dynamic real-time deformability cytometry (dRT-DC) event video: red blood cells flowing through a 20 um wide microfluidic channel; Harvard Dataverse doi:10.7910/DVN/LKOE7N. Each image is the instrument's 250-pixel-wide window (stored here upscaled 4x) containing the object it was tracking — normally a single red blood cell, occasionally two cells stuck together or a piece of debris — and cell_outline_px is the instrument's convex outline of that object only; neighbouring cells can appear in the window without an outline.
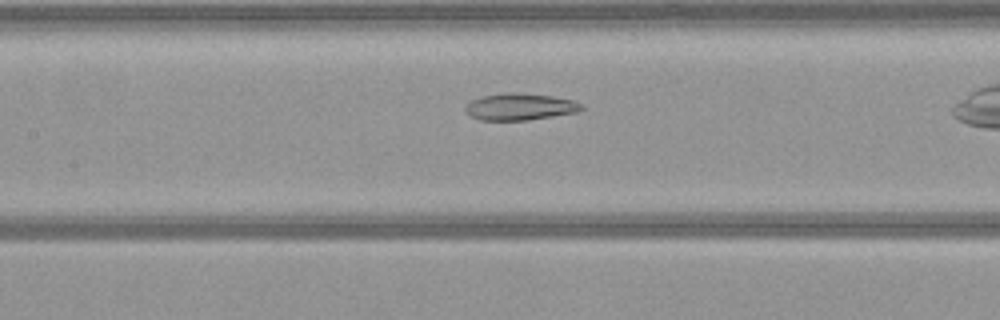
{"species": "common noctule bat (a hibernating species)", "species_latin": "Nyctalus noctula", "temperature_condition": "warm", "stored_images_in_passage": 27, "camera_frame_rate_fps": 3000, "um_per_image_px": 0.085, "animal": {"sex": "female", "body_mass_g": 21.9}, "frame": {"image": 1, "passage_image": 10, "time_ms": 3.0, "image_size_px": [1000, 320], "cell_outline_px": [[584, 108], [576, 112], [528, 120], [480, 120], [472, 116], [464, 108], [472, 100], [484, 96], [508, 92], [512, 92], [552, 96], [576, 100], [584, 104]], "centroid_in_image_um": [44.26, 9.07], "position_along_channel_um": 163.1, "area_um2": 17.98}}
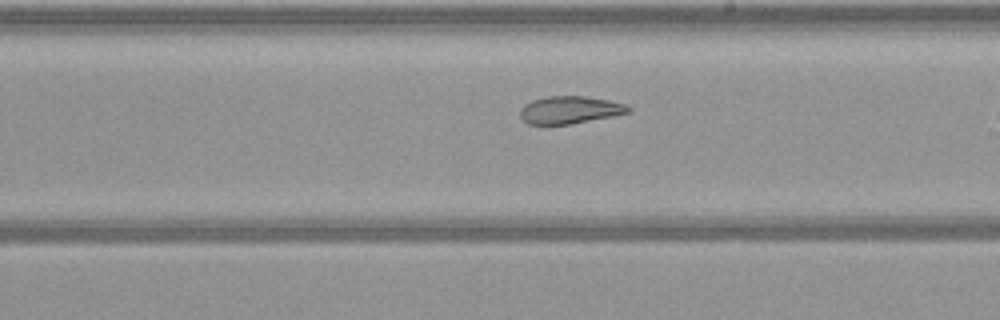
{"frame": {"image": 2, "passage_image": 16, "time_ms": 5.0, "image_size_px": [1000, 320], "cell_outline_px": [[632, 112], [572, 124], [528, 124], [520, 116], [520, 108], [524, 104], [532, 100], [548, 96], [584, 96], [608, 100], [624, 104], [632, 108]], "centroid_in_image_um": [48.44, 9.34], "position_along_channel_um": 240.6, "area_um2": 17.34}}
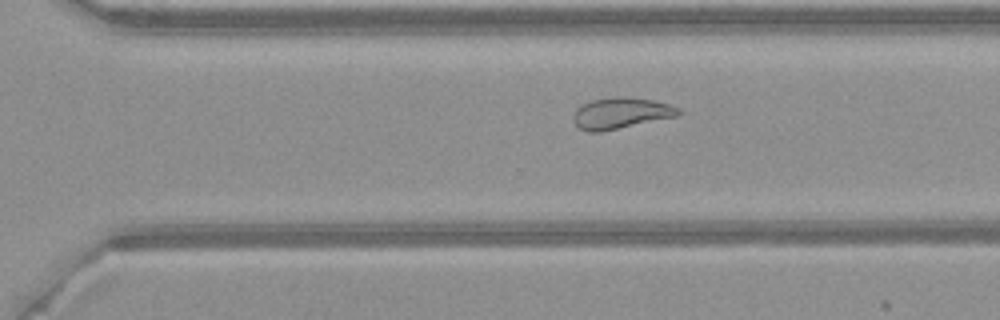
{"frame": {"image": 3, "passage_image": 22, "time_ms": 7.0, "image_size_px": [1000, 320], "cell_outline_px": [[680, 116], [600, 132], [588, 132], [580, 128], [572, 120], [572, 116], [576, 108], [592, 100], [616, 96], [620, 96], [652, 100], [668, 104], [680, 108]], "centroid_in_image_um": [52.77, 9.63], "position_along_channel_um": 317.8, "area_um2": 19.13}}